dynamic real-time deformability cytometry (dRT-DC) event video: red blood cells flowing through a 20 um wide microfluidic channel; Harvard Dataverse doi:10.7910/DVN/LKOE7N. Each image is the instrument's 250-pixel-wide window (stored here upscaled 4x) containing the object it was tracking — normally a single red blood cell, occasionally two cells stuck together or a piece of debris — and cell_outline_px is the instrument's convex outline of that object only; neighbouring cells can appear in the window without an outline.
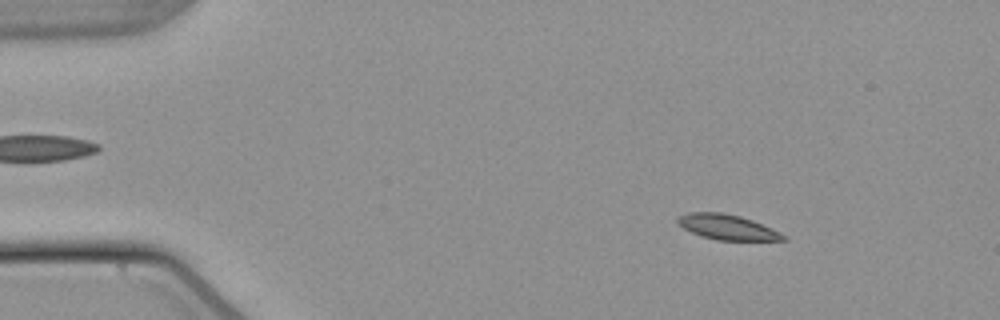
{"species": "common noctule bat (a hibernating species)", "species_latin": "Nyctalus noctula", "temperature_condition": "warm", "stored_images_in_passage": 55, "camera_frame_rate_fps": 3000, "um_per_image_px": 0.085, "animal": {"sex": "male", "body_mass_g": 21.5, "forearm_length_mm": 52.0}, "frame": {"image": 1, "passage_image": 8, "time_ms": 2.333, "image_size_px": [1000, 320], "cell_outline_px": [[788, 240], [716, 240], [700, 236], [684, 228], [676, 220], [680, 216], [688, 212], [720, 212], [740, 216], [752, 220], [780, 232], [788, 236]], "centroid_in_image_um": [61.84, 19.31], "position_along_channel_um": 23.2, "area_um2": 15.37}}
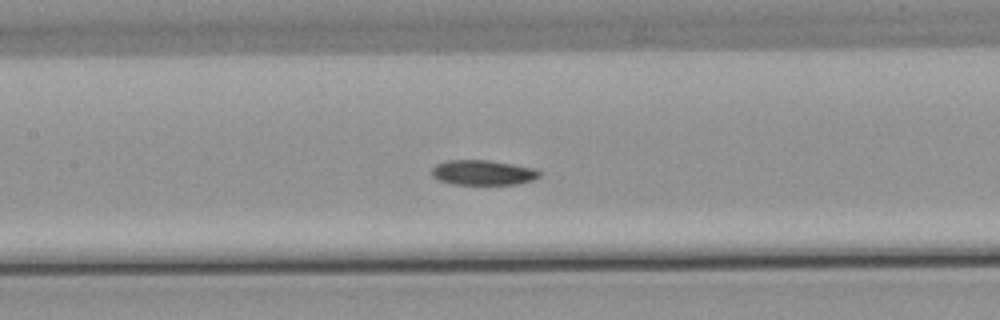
{"frame": {"image": 2, "passage_image": 26, "time_ms": 8.333, "image_size_px": [1000, 320], "cell_outline_px": [[540, 176], [532, 180], [516, 184], [452, 184], [440, 180], [432, 176], [432, 168], [436, 164], [448, 160], [488, 160], [512, 164], [532, 168], [540, 172]], "centroid_in_image_um": [41.02, 14.67], "position_along_channel_um": 166.4, "area_um2": 15.49}}
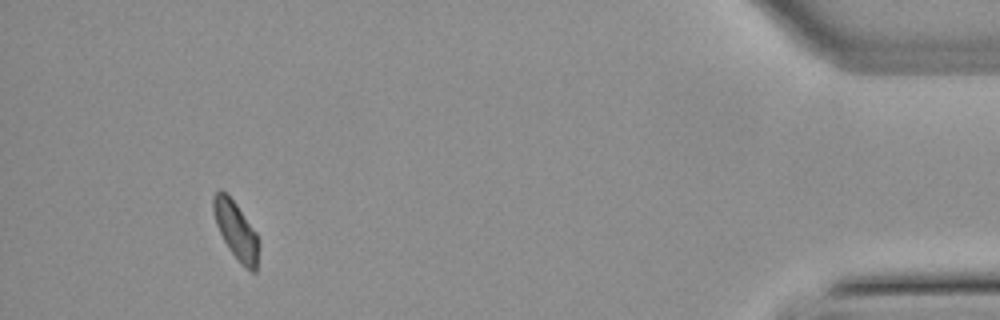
{"frame": {"image": 3, "passage_image": 51, "time_ms": 16.667, "image_size_px": [1000, 320], "cell_outline_px": [[260, 244], [256, 272], [252, 272], [244, 268], [240, 264], [228, 248], [216, 224], [212, 208], [212, 196], [220, 188], [236, 204], [256, 232]], "centroid_in_image_um": [20.07, 19.63], "position_along_channel_um": 415.1, "area_um2": 15.37}}